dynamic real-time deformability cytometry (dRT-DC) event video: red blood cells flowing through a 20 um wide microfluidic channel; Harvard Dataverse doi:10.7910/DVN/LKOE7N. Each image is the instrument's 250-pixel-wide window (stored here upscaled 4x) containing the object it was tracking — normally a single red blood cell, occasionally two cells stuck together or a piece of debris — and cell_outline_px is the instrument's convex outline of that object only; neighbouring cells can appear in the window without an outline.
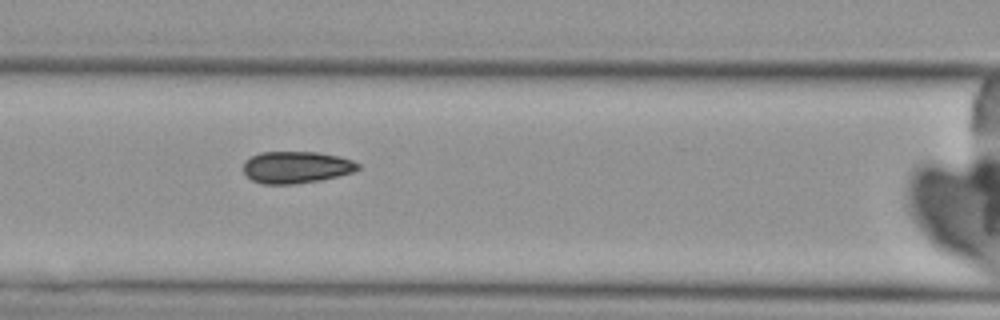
{"species": "Egyptian fruit bat (a non-hibernating species)", "species_latin": "Rousettus aegyptiacus", "temperature_condition": "cold", "stored_images_in_passage": 12, "segment_of_instrument_passage": [1, 2], "camera_frame_rate_fps": 3000, "um_per_image_px": 0.085, "animal": {"sex": "female"}, "frame": {"image": 1, "passage_image": 3, "time_ms": 2.0, "image_size_px": [1000, 320], "cell_outline_px": [[360, 168], [352, 172], [320, 180], [292, 184], [264, 184], [252, 180], [244, 172], [244, 160], [260, 152], [316, 152], [340, 156], [352, 160], [360, 164]], "centroid_in_image_um": [25.18, 14.21], "position_along_channel_um": 141.4, "area_um2": 21.21}}
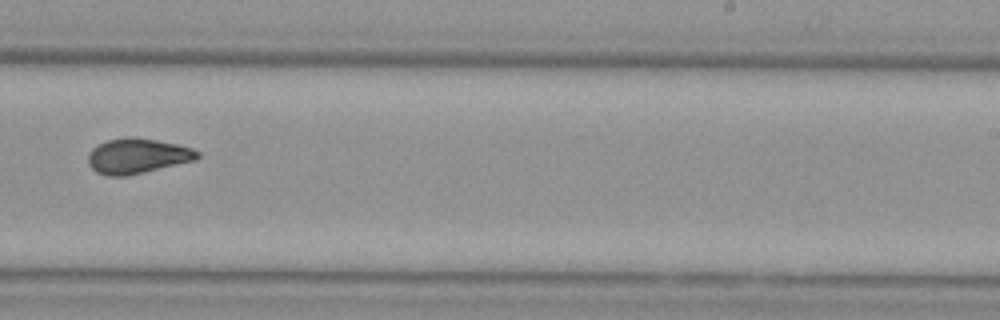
{"frame": {"image": 2, "passage_image": 6, "time_ms": 5.667, "image_size_px": [1000, 320], "cell_outline_px": [[200, 156], [196, 160], [128, 176], [104, 176], [96, 172], [88, 164], [88, 152], [92, 148], [108, 140], [128, 136], [136, 136], [176, 144], [192, 148], [200, 152]], "centroid_in_image_um": [11.67, 13.26], "position_along_channel_um": 277.3, "area_um2": 22.6}}
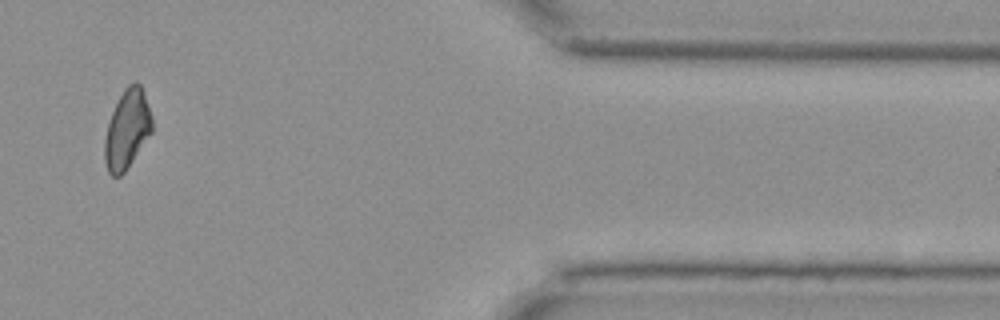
{"frame": {"image": 3, "passage_image": 9, "time_ms": 10.0, "image_size_px": [1000, 320], "cell_outline_px": [[152, 132], [124, 172], [120, 176], [112, 176], [108, 172], [104, 160], [104, 140], [108, 124], [112, 112], [124, 88], [128, 84], [136, 80], [140, 84], [144, 92], [152, 116]], "centroid_in_image_um": [10.8, 10.97], "position_along_channel_um": 400.6, "area_um2": 21.73}}